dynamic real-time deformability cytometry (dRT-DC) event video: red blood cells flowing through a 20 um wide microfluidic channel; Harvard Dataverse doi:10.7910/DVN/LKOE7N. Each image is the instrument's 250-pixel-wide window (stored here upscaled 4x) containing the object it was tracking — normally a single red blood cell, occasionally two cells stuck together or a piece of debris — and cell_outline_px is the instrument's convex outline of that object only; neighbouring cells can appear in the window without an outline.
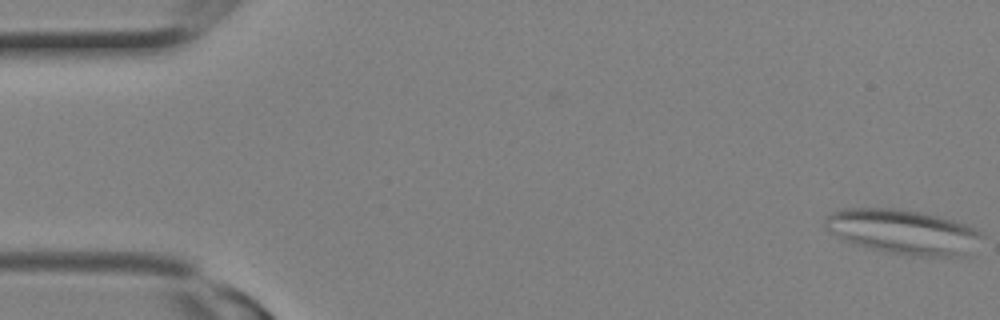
{"species": "Egyptian fruit bat (a non-hibernating species)", "species_latin": "Rousettus aegyptiacus", "temperature_condition": "room temperature", "stored_images_in_passage": 10, "camera_frame_rate_fps": 3000, "um_per_image_px": 0.085, "animal": {"sex": "female"}, "frame": {"image": 1, "passage_image": 1, "time_ms": 0.0, "image_size_px": [1000, 320], "cell_outline_px": [[980, 236], [968, 256], [912, 256], [888, 252], [856, 244], [844, 240], [832, 232], [824, 224], [828, 212], [840, 208], [892, 208], [920, 212], [940, 216], [968, 224], [976, 228], [980, 232]], "centroid_in_image_um": [76.77, 19.69], "position_along_channel_um": 8.2, "area_um2": 40.63}}